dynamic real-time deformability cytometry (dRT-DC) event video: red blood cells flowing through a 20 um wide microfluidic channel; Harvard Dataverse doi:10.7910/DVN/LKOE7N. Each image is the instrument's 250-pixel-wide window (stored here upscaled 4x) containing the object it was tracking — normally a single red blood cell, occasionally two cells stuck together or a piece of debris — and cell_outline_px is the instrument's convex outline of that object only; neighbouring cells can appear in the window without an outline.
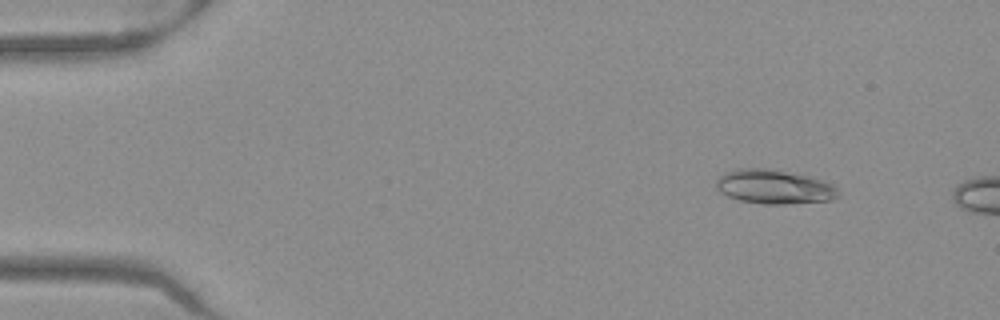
{"species": "Egyptian fruit bat (a non-hibernating species)", "species_latin": "Rousettus aegyptiacus", "temperature_condition": "warm", "stored_images_in_passage": 8, "camera_frame_rate_fps": 3000, "um_per_image_px": 0.085, "frame": {"image": 1, "passage_image": 4, "time_ms": 1.0, "image_size_px": [1000, 320], "cell_outline_px": [[840, 196], [832, 200], [784, 204], [764, 204], [740, 200], [728, 196], [720, 192], [716, 188], [716, 180], [724, 172], [736, 168], [768, 168], [808, 176], [832, 184], [840, 192]], "centroid_in_image_um": [65.79, 15.87], "position_along_channel_um": 19.2, "area_um2": 24.33}}